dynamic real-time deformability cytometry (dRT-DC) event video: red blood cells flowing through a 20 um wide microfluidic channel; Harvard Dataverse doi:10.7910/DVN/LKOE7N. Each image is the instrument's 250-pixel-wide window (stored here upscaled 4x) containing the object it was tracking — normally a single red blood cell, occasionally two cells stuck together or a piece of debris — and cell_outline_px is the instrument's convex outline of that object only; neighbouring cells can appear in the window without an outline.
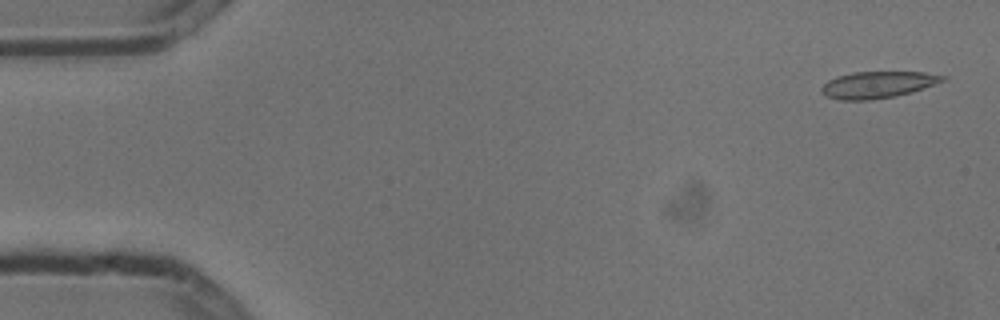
{"species": "common noctule bat (a hibernating species)", "species_latin": "Nyctalus noctula", "temperature_condition": "cold", "stored_images_in_passage": 4, "camera_frame_rate_fps": 3000, "um_per_image_px": 0.085, "animal": {"sex": "male", "body_mass_g": 13.3}, "frame": {"image": 1, "passage_image": 1, "time_ms": 0.0, "image_size_px": [1000, 320], "cell_outline_px": [[948, 80], [912, 92], [896, 96], [872, 100], [840, 100], [824, 96], [820, 92], [820, 88], [828, 80], [836, 76], [852, 72], [924, 72], [948, 76]], "centroid_in_image_um": [74.61, 7.2], "position_along_channel_um": 10.4, "area_um2": 19.19}}
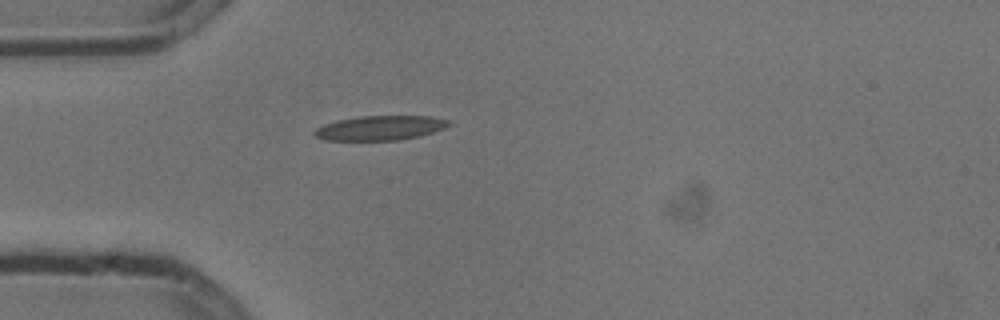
{"frame": {"image": 2, "passage_image": 4, "time_ms": 1.0, "image_size_px": [1000, 320], "cell_outline_px": [[452, 124], [444, 128], [420, 136], [400, 140], [324, 140], [316, 136], [312, 132], [316, 128], [324, 124], [336, 120], [360, 116], [432, 116], [448, 120]], "centroid_in_image_um": [32.31, 10.87], "position_along_channel_um": 52.7, "area_um2": 19.25}}